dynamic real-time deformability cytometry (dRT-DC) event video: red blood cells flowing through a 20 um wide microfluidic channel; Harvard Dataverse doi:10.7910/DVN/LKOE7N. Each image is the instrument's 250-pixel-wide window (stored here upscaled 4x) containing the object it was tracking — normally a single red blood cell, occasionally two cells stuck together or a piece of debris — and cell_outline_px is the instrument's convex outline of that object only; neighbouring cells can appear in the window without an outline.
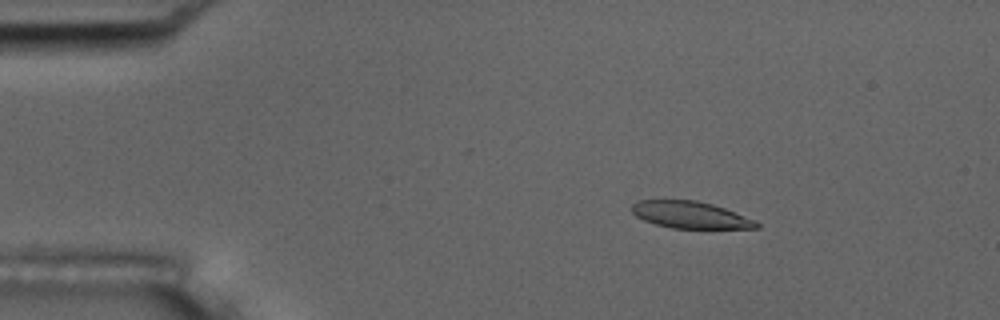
{"species": "common noctule bat (a hibernating species)", "species_latin": "Nyctalus noctula", "temperature_condition": "room temperature", "stored_images_in_passage": 55, "camera_frame_rate_fps": 3000, "um_per_image_px": 0.085, "animal": {"sex": "male", "body_mass_g": 17.5, "forearm_length_mm": 52.3}, "frame": {"image": 1, "passage_image": 9, "time_ms": 2.667, "image_size_px": [1000, 320], "cell_outline_px": [[760, 228], [672, 228], [656, 224], [644, 220], [636, 216], [632, 212], [632, 204], [636, 200], [696, 200], [712, 204], [724, 208], [756, 220], [760, 224]], "centroid_in_image_um": [58.68, 18.26], "position_along_channel_um": 26.3, "area_um2": 19.48}}
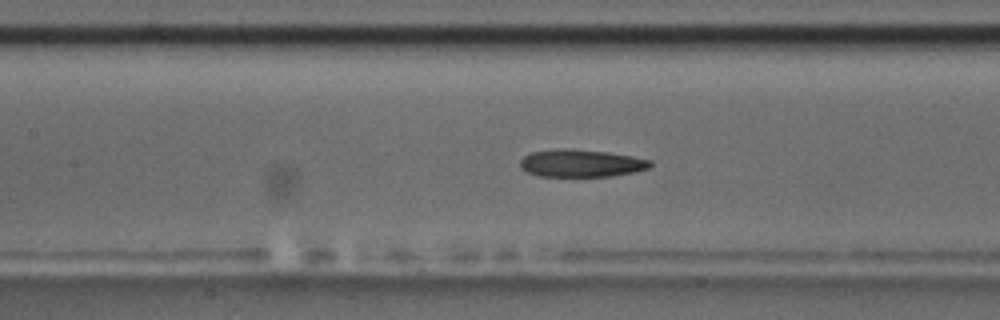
{"frame": {"image": 2, "passage_image": 25, "time_ms": 8.0, "image_size_px": [1000, 320], "cell_outline_px": [[652, 164], [648, 168], [632, 172], [612, 176], [540, 176], [528, 172], [520, 168], [520, 160], [524, 156], [532, 152], [564, 148], [608, 152], [632, 156], [652, 160]], "centroid_in_image_um": [49.39, 13.87], "position_along_channel_um": 158.0, "area_um2": 20.69}}
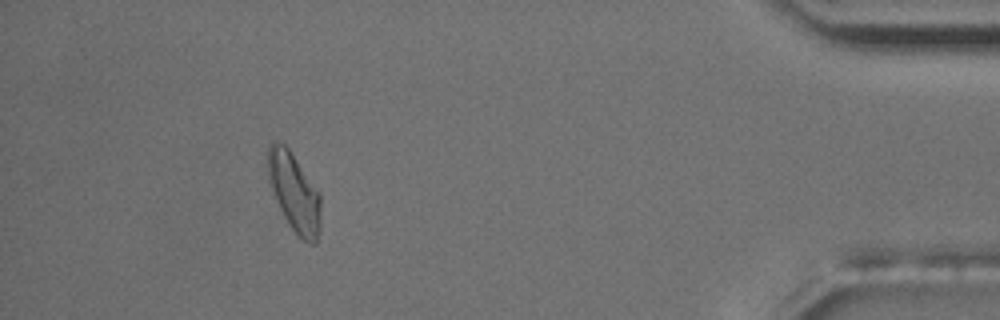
{"frame": {"image": 3, "passage_image": 50, "time_ms": 16.333, "image_size_px": [1000, 320], "cell_outline_px": [[320, 228], [316, 244], [308, 244], [292, 228], [284, 216], [272, 192], [268, 180], [268, 148], [272, 140], [276, 140], [284, 144], [288, 148], [320, 192]], "centroid_in_image_um": [25.01, 16.34], "position_along_channel_um": 410.2, "area_um2": 24.16}, "authors_computed_cell_mechanics": {"area_um2": 21.3282, "velocity_mm_per_s": 3.7019, "shape_relaxation_time_tau1_ms": 3.5471, "shape_relaxation_time_tau2_ms": 3.2287, "deformation_change_tau1": 0.1287, "deformation_change_tau2": 0.1057}}